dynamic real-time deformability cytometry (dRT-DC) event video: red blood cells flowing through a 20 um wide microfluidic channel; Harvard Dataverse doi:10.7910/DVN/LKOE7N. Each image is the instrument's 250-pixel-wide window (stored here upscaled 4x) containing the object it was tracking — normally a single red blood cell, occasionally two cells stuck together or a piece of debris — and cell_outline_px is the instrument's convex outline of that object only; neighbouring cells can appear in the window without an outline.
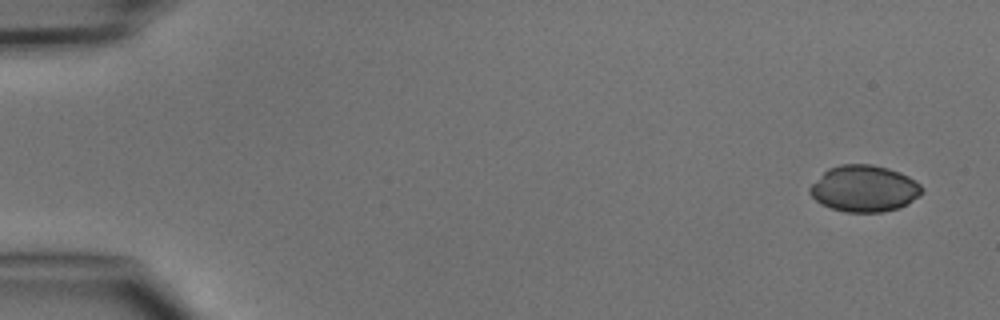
{"species": "common noctule bat (a hibernating species)", "species_latin": "Nyctalus noctula", "temperature_condition": "cold", "stored_images_in_passage": 2, "camera_frame_rate_fps": 3000, "um_per_image_px": 0.085, "animal": {"sex": "male", "body_mass_g": 15.6}, "frame": {"image": 1, "passage_image": 1, "time_ms": 0.0, "image_size_px": [1000, 320], "cell_outline_px": [[924, 192], [920, 196], [908, 204], [900, 208], [880, 212], [844, 212], [820, 204], [808, 192], [808, 188], [828, 168], [840, 164], [872, 164], [888, 168], [900, 172], [916, 180], [924, 188]], "centroid_in_image_um": [73.49, 16.03], "position_along_channel_um": 11.5, "area_um2": 30.63}}